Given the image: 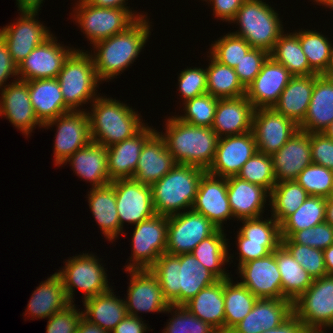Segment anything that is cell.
I'll list each match as a JSON object with an SVG mask.
<instances>
[{
	"label": "cell",
	"mask_w": 333,
	"mask_h": 333,
	"mask_svg": "<svg viewBox=\"0 0 333 333\" xmlns=\"http://www.w3.org/2000/svg\"><path fill=\"white\" fill-rule=\"evenodd\" d=\"M150 270L157 276L164 298L174 306H183L219 280L192 253H163Z\"/></svg>",
	"instance_id": "cell-1"
},
{
	"label": "cell",
	"mask_w": 333,
	"mask_h": 333,
	"mask_svg": "<svg viewBox=\"0 0 333 333\" xmlns=\"http://www.w3.org/2000/svg\"><path fill=\"white\" fill-rule=\"evenodd\" d=\"M150 28V22L143 17L124 32L93 44L96 50L91 56L100 81L114 79L135 61L151 35Z\"/></svg>",
	"instance_id": "cell-2"
},
{
	"label": "cell",
	"mask_w": 333,
	"mask_h": 333,
	"mask_svg": "<svg viewBox=\"0 0 333 333\" xmlns=\"http://www.w3.org/2000/svg\"><path fill=\"white\" fill-rule=\"evenodd\" d=\"M165 126V133H159L175 162L207 171L213 163L219 139L212 128L194 126L176 116L169 117Z\"/></svg>",
	"instance_id": "cell-3"
},
{
	"label": "cell",
	"mask_w": 333,
	"mask_h": 333,
	"mask_svg": "<svg viewBox=\"0 0 333 333\" xmlns=\"http://www.w3.org/2000/svg\"><path fill=\"white\" fill-rule=\"evenodd\" d=\"M91 104L87 113L91 141L106 148L133 137L145 126L140 114L121 101L99 95Z\"/></svg>",
	"instance_id": "cell-4"
},
{
	"label": "cell",
	"mask_w": 333,
	"mask_h": 333,
	"mask_svg": "<svg viewBox=\"0 0 333 333\" xmlns=\"http://www.w3.org/2000/svg\"><path fill=\"white\" fill-rule=\"evenodd\" d=\"M205 172L197 166L176 164L153 183L152 199L156 214L171 216L182 212V209H192L200 179Z\"/></svg>",
	"instance_id": "cell-5"
},
{
	"label": "cell",
	"mask_w": 333,
	"mask_h": 333,
	"mask_svg": "<svg viewBox=\"0 0 333 333\" xmlns=\"http://www.w3.org/2000/svg\"><path fill=\"white\" fill-rule=\"evenodd\" d=\"M279 14L262 0H245L235 17L240 30L232 32L245 39L252 48L268 53L284 32Z\"/></svg>",
	"instance_id": "cell-6"
},
{
	"label": "cell",
	"mask_w": 333,
	"mask_h": 333,
	"mask_svg": "<svg viewBox=\"0 0 333 333\" xmlns=\"http://www.w3.org/2000/svg\"><path fill=\"white\" fill-rule=\"evenodd\" d=\"M84 51L74 49L65 59L57 77L65 106L70 111L81 110L78 107L98 97L95 91L101 82L90 52Z\"/></svg>",
	"instance_id": "cell-7"
},
{
	"label": "cell",
	"mask_w": 333,
	"mask_h": 333,
	"mask_svg": "<svg viewBox=\"0 0 333 333\" xmlns=\"http://www.w3.org/2000/svg\"><path fill=\"white\" fill-rule=\"evenodd\" d=\"M74 11V20L91 44L124 32L138 19L147 17L129 8L97 7L85 0H79Z\"/></svg>",
	"instance_id": "cell-8"
},
{
	"label": "cell",
	"mask_w": 333,
	"mask_h": 333,
	"mask_svg": "<svg viewBox=\"0 0 333 333\" xmlns=\"http://www.w3.org/2000/svg\"><path fill=\"white\" fill-rule=\"evenodd\" d=\"M71 258L65 261V267L61 271L56 272L62 280L66 295L71 303H74L75 287L83 291V301L111 289L105 268L101 266L100 260L93 253H83Z\"/></svg>",
	"instance_id": "cell-9"
},
{
	"label": "cell",
	"mask_w": 333,
	"mask_h": 333,
	"mask_svg": "<svg viewBox=\"0 0 333 333\" xmlns=\"http://www.w3.org/2000/svg\"><path fill=\"white\" fill-rule=\"evenodd\" d=\"M168 216H154L135 225L132 236V256L126 265L130 269H150L166 253Z\"/></svg>",
	"instance_id": "cell-10"
},
{
	"label": "cell",
	"mask_w": 333,
	"mask_h": 333,
	"mask_svg": "<svg viewBox=\"0 0 333 333\" xmlns=\"http://www.w3.org/2000/svg\"><path fill=\"white\" fill-rule=\"evenodd\" d=\"M293 313L304 327H333V276L314 279L312 285L293 302Z\"/></svg>",
	"instance_id": "cell-11"
},
{
	"label": "cell",
	"mask_w": 333,
	"mask_h": 333,
	"mask_svg": "<svg viewBox=\"0 0 333 333\" xmlns=\"http://www.w3.org/2000/svg\"><path fill=\"white\" fill-rule=\"evenodd\" d=\"M219 228L204 215L190 209L168 216L166 253L181 255L193 249Z\"/></svg>",
	"instance_id": "cell-12"
},
{
	"label": "cell",
	"mask_w": 333,
	"mask_h": 333,
	"mask_svg": "<svg viewBox=\"0 0 333 333\" xmlns=\"http://www.w3.org/2000/svg\"><path fill=\"white\" fill-rule=\"evenodd\" d=\"M83 110L85 109L66 112L43 124V127L47 129L53 125L57 126L54 160L58 167L62 166L77 150L91 142L89 118L87 112Z\"/></svg>",
	"instance_id": "cell-13"
},
{
	"label": "cell",
	"mask_w": 333,
	"mask_h": 333,
	"mask_svg": "<svg viewBox=\"0 0 333 333\" xmlns=\"http://www.w3.org/2000/svg\"><path fill=\"white\" fill-rule=\"evenodd\" d=\"M111 184L115 191L120 234H123L124 222L137 225L156 214L151 185L142 184L133 178L116 179Z\"/></svg>",
	"instance_id": "cell-14"
},
{
	"label": "cell",
	"mask_w": 333,
	"mask_h": 333,
	"mask_svg": "<svg viewBox=\"0 0 333 333\" xmlns=\"http://www.w3.org/2000/svg\"><path fill=\"white\" fill-rule=\"evenodd\" d=\"M17 22L0 29V38L7 45L13 62L18 66L38 45L52 34L37 18L38 12H20Z\"/></svg>",
	"instance_id": "cell-15"
},
{
	"label": "cell",
	"mask_w": 333,
	"mask_h": 333,
	"mask_svg": "<svg viewBox=\"0 0 333 333\" xmlns=\"http://www.w3.org/2000/svg\"><path fill=\"white\" fill-rule=\"evenodd\" d=\"M130 273V283L125 301L127 314L135 317L138 312H166L170 306L164 298L157 276L150 269L125 270Z\"/></svg>",
	"instance_id": "cell-16"
},
{
	"label": "cell",
	"mask_w": 333,
	"mask_h": 333,
	"mask_svg": "<svg viewBox=\"0 0 333 333\" xmlns=\"http://www.w3.org/2000/svg\"><path fill=\"white\" fill-rule=\"evenodd\" d=\"M299 130L298 125L273 108L254 110L252 131L257 151L272 155Z\"/></svg>",
	"instance_id": "cell-17"
},
{
	"label": "cell",
	"mask_w": 333,
	"mask_h": 333,
	"mask_svg": "<svg viewBox=\"0 0 333 333\" xmlns=\"http://www.w3.org/2000/svg\"><path fill=\"white\" fill-rule=\"evenodd\" d=\"M74 49L57 43L52 34L18 65L17 79L30 81L57 78L65 59Z\"/></svg>",
	"instance_id": "cell-18"
},
{
	"label": "cell",
	"mask_w": 333,
	"mask_h": 333,
	"mask_svg": "<svg viewBox=\"0 0 333 333\" xmlns=\"http://www.w3.org/2000/svg\"><path fill=\"white\" fill-rule=\"evenodd\" d=\"M257 151L253 131L218 139L213 163L208 173L218 177L237 176L244 163Z\"/></svg>",
	"instance_id": "cell-19"
},
{
	"label": "cell",
	"mask_w": 333,
	"mask_h": 333,
	"mask_svg": "<svg viewBox=\"0 0 333 333\" xmlns=\"http://www.w3.org/2000/svg\"><path fill=\"white\" fill-rule=\"evenodd\" d=\"M240 281L258 299H284L281 275L276 263L275 251L268 256L250 260L238 267Z\"/></svg>",
	"instance_id": "cell-20"
},
{
	"label": "cell",
	"mask_w": 333,
	"mask_h": 333,
	"mask_svg": "<svg viewBox=\"0 0 333 333\" xmlns=\"http://www.w3.org/2000/svg\"><path fill=\"white\" fill-rule=\"evenodd\" d=\"M192 209L209 219L217 228L233 217L227 195V178L208 173L200 179Z\"/></svg>",
	"instance_id": "cell-21"
},
{
	"label": "cell",
	"mask_w": 333,
	"mask_h": 333,
	"mask_svg": "<svg viewBox=\"0 0 333 333\" xmlns=\"http://www.w3.org/2000/svg\"><path fill=\"white\" fill-rule=\"evenodd\" d=\"M292 77L286 67L269 56L260 73L246 87L245 96L255 110L272 108Z\"/></svg>",
	"instance_id": "cell-22"
},
{
	"label": "cell",
	"mask_w": 333,
	"mask_h": 333,
	"mask_svg": "<svg viewBox=\"0 0 333 333\" xmlns=\"http://www.w3.org/2000/svg\"><path fill=\"white\" fill-rule=\"evenodd\" d=\"M1 89L0 116L6 117L27 137L36 125L43 127L33 110L27 81L15 79Z\"/></svg>",
	"instance_id": "cell-23"
},
{
	"label": "cell",
	"mask_w": 333,
	"mask_h": 333,
	"mask_svg": "<svg viewBox=\"0 0 333 333\" xmlns=\"http://www.w3.org/2000/svg\"><path fill=\"white\" fill-rule=\"evenodd\" d=\"M271 157L276 183L296 180L299 173L312 163L310 133L299 129Z\"/></svg>",
	"instance_id": "cell-24"
},
{
	"label": "cell",
	"mask_w": 333,
	"mask_h": 333,
	"mask_svg": "<svg viewBox=\"0 0 333 333\" xmlns=\"http://www.w3.org/2000/svg\"><path fill=\"white\" fill-rule=\"evenodd\" d=\"M157 130L145 125L133 137L113 144L107 150V169L110 180L133 178L145 142Z\"/></svg>",
	"instance_id": "cell-25"
},
{
	"label": "cell",
	"mask_w": 333,
	"mask_h": 333,
	"mask_svg": "<svg viewBox=\"0 0 333 333\" xmlns=\"http://www.w3.org/2000/svg\"><path fill=\"white\" fill-rule=\"evenodd\" d=\"M254 110L246 96L220 98L211 128L219 138L250 132Z\"/></svg>",
	"instance_id": "cell-26"
},
{
	"label": "cell",
	"mask_w": 333,
	"mask_h": 333,
	"mask_svg": "<svg viewBox=\"0 0 333 333\" xmlns=\"http://www.w3.org/2000/svg\"><path fill=\"white\" fill-rule=\"evenodd\" d=\"M293 313V303L284 299H258L245 318L228 333H261L278 327Z\"/></svg>",
	"instance_id": "cell-27"
},
{
	"label": "cell",
	"mask_w": 333,
	"mask_h": 333,
	"mask_svg": "<svg viewBox=\"0 0 333 333\" xmlns=\"http://www.w3.org/2000/svg\"><path fill=\"white\" fill-rule=\"evenodd\" d=\"M177 163L169 153L164 138L155 132L144 144L133 179L152 185L167 174Z\"/></svg>",
	"instance_id": "cell-28"
},
{
	"label": "cell",
	"mask_w": 333,
	"mask_h": 333,
	"mask_svg": "<svg viewBox=\"0 0 333 333\" xmlns=\"http://www.w3.org/2000/svg\"><path fill=\"white\" fill-rule=\"evenodd\" d=\"M227 195L233 219L242 220L263 216L264 205L270 193L262 186L240 179L227 177Z\"/></svg>",
	"instance_id": "cell-29"
},
{
	"label": "cell",
	"mask_w": 333,
	"mask_h": 333,
	"mask_svg": "<svg viewBox=\"0 0 333 333\" xmlns=\"http://www.w3.org/2000/svg\"><path fill=\"white\" fill-rule=\"evenodd\" d=\"M333 121V79L315 74L314 88L304 120L298 125L307 133H323Z\"/></svg>",
	"instance_id": "cell-30"
},
{
	"label": "cell",
	"mask_w": 333,
	"mask_h": 333,
	"mask_svg": "<svg viewBox=\"0 0 333 333\" xmlns=\"http://www.w3.org/2000/svg\"><path fill=\"white\" fill-rule=\"evenodd\" d=\"M27 83L33 110L42 124L70 111L65 106L57 78L30 80Z\"/></svg>",
	"instance_id": "cell-31"
},
{
	"label": "cell",
	"mask_w": 333,
	"mask_h": 333,
	"mask_svg": "<svg viewBox=\"0 0 333 333\" xmlns=\"http://www.w3.org/2000/svg\"><path fill=\"white\" fill-rule=\"evenodd\" d=\"M67 162L71 163L73 171L80 178L92 184V188L112 182L107 169V150L103 145L91 141L71 155Z\"/></svg>",
	"instance_id": "cell-32"
},
{
	"label": "cell",
	"mask_w": 333,
	"mask_h": 333,
	"mask_svg": "<svg viewBox=\"0 0 333 333\" xmlns=\"http://www.w3.org/2000/svg\"><path fill=\"white\" fill-rule=\"evenodd\" d=\"M314 82L315 74L293 76L272 108L299 125L306 116Z\"/></svg>",
	"instance_id": "cell-33"
},
{
	"label": "cell",
	"mask_w": 333,
	"mask_h": 333,
	"mask_svg": "<svg viewBox=\"0 0 333 333\" xmlns=\"http://www.w3.org/2000/svg\"><path fill=\"white\" fill-rule=\"evenodd\" d=\"M183 306L219 333H225L223 280L203 288Z\"/></svg>",
	"instance_id": "cell-34"
},
{
	"label": "cell",
	"mask_w": 333,
	"mask_h": 333,
	"mask_svg": "<svg viewBox=\"0 0 333 333\" xmlns=\"http://www.w3.org/2000/svg\"><path fill=\"white\" fill-rule=\"evenodd\" d=\"M70 304L62 280L55 272L34 290L25 316L28 314L35 319L50 318Z\"/></svg>",
	"instance_id": "cell-35"
},
{
	"label": "cell",
	"mask_w": 333,
	"mask_h": 333,
	"mask_svg": "<svg viewBox=\"0 0 333 333\" xmlns=\"http://www.w3.org/2000/svg\"><path fill=\"white\" fill-rule=\"evenodd\" d=\"M112 291L110 289L82 301L85 306L83 318L109 333L127 316L125 301Z\"/></svg>",
	"instance_id": "cell-36"
},
{
	"label": "cell",
	"mask_w": 333,
	"mask_h": 333,
	"mask_svg": "<svg viewBox=\"0 0 333 333\" xmlns=\"http://www.w3.org/2000/svg\"><path fill=\"white\" fill-rule=\"evenodd\" d=\"M88 194L89 208L95 221L108 240H116L120 234L119 216L116 207V197L111 183L90 188Z\"/></svg>",
	"instance_id": "cell-37"
},
{
	"label": "cell",
	"mask_w": 333,
	"mask_h": 333,
	"mask_svg": "<svg viewBox=\"0 0 333 333\" xmlns=\"http://www.w3.org/2000/svg\"><path fill=\"white\" fill-rule=\"evenodd\" d=\"M275 258L281 275L282 294L293 303L312 285L313 278L282 244L275 250Z\"/></svg>",
	"instance_id": "cell-38"
},
{
	"label": "cell",
	"mask_w": 333,
	"mask_h": 333,
	"mask_svg": "<svg viewBox=\"0 0 333 333\" xmlns=\"http://www.w3.org/2000/svg\"><path fill=\"white\" fill-rule=\"evenodd\" d=\"M223 231L224 229H218L213 235L203 239L191 252L219 280L229 278V273L222 267L232 258L228 255V240Z\"/></svg>",
	"instance_id": "cell-39"
},
{
	"label": "cell",
	"mask_w": 333,
	"mask_h": 333,
	"mask_svg": "<svg viewBox=\"0 0 333 333\" xmlns=\"http://www.w3.org/2000/svg\"><path fill=\"white\" fill-rule=\"evenodd\" d=\"M225 333L242 321L252 310L258 298L240 282L223 280Z\"/></svg>",
	"instance_id": "cell-40"
},
{
	"label": "cell",
	"mask_w": 333,
	"mask_h": 333,
	"mask_svg": "<svg viewBox=\"0 0 333 333\" xmlns=\"http://www.w3.org/2000/svg\"><path fill=\"white\" fill-rule=\"evenodd\" d=\"M276 62L288 69L293 76H309L316 74L309 66L306 55L302 51L299 37L295 33H282L270 53Z\"/></svg>",
	"instance_id": "cell-41"
},
{
	"label": "cell",
	"mask_w": 333,
	"mask_h": 333,
	"mask_svg": "<svg viewBox=\"0 0 333 333\" xmlns=\"http://www.w3.org/2000/svg\"><path fill=\"white\" fill-rule=\"evenodd\" d=\"M207 71V93L217 98L245 96L246 88L239 81L234 68L223 65L211 55Z\"/></svg>",
	"instance_id": "cell-42"
},
{
	"label": "cell",
	"mask_w": 333,
	"mask_h": 333,
	"mask_svg": "<svg viewBox=\"0 0 333 333\" xmlns=\"http://www.w3.org/2000/svg\"><path fill=\"white\" fill-rule=\"evenodd\" d=\"M308 196L306 190L296 180L276 183L269 197L271 216L281 224L303 204Z\"/></svg>",
	"instance_id": "cell-43"
},
{
	"label": "cell",
	"mask_w": 333,
	"mask_h": 333,
	"mask_svg": "<svg viewBox=\"0 0 333 333\" xmlns=\"http://www.w3.org/2000/svg\"><path fill=\"white\" fill-rule=\"evenodd\" d=\"M326 198L308 196L303 204L281 224V238H288L293 232L325 222Z\"/></svg>",
	"instance_id": "cell-44"
},
{
	"label": "cell",
	"mask_w": 333,
	"mask_h": 333,
	"mask_svg": "<svg viewBox=\"0 0 333 333\" xmlns=\"http://www.w3.org/2000/svg\"><path fill=\"white\" fill-rule=\"evenodd\" d=\"M299 37L303 53L310 68L318 75H324L331 61L333 45L323 34L312 30L294 32Z\"/></svg>",
	"instance_id": "cell-45"
},
{
	"label": "cell",
	"mask_w": 333,
	"mask_h": 333,
	"mask_svg": "<svg viewBox=\"0 0 333 333\" xmlns=\"http://www.w3.org/2000/svg\"><path fill=\"white\" fill-rule=\"evenodd\" d=\"M240 179L262 186L269 193L276 184L271 155L256 151L237 174Z\"/></svg>",
	"instance_id": "cell-46"
},
{
	"label": "cell",
	"mask_w": 333,
	"mask_h": 333,
	"mask_svg": "<svg viewBox=\"0 0 333 333\" xmlns=\"http://www.w3.org/2000/svg\"><path fill=\"white\" fill-rule=\"evenodd\" d=\"M210 55L219 63L234 68L252 49L242 37L228 33L211 45Z\"/></svg>",
	"instance_id": "cell-47"
},
{
	"label": "cell",
	"mask_w": 333,
	"mask_h": 333,
	"mask_svg": "<svg viewBox=\"0 0 333 333\" xmlns=\"http://www.w3.org/2000/svg\"><path fill=\"white\" fill-rule=\"evenodd\" d=\"M217 97L205 93L203 95L194 97L186 102H183L185 106V114L177 116V118L183 122L189 123L194 126L211 128L218 104Z\"/></svg>",
	"instance_id": "cell-48"
},
{
	"label": "cell",
	"mask_w": 333,
	"mask_h": 333,
	"mask_svg": "<svg viewBox=\"0 0 333 333\" xmlns=\"http://www.w3.org/2000/svg\"><path fill=\"white\" fill-rule=\"evenodd\" d=\"M282 245L313 280L327 275L323 250L293 243L289 238H282Z\"/></svg>",
	"instance_id": "cell-49"
},
{
	"label": "cell",
	"mask_w": 333,
	"mask_h": 333,
	"mask_svg": "<svg viewBox=\"0 0 333 333\" xmlns=\"http://www.w3.org/2000/svg\"><path fill=\"white\" fill-rule=\"evenodd\" d=\"M262 217L240 220L243 226L239 232L247 242L282 243L280 224L272 216L268 220Z\"/></svg>",
	"instance_id": "cell-50"
},
{
	"label": "cell",
	"mask_w": 333,
	"mask_h": 333,
	"mask_svg": "<svg viewBox=\"0 0 333 333\" xmlns=\"http://www.w3.org/2000/svg\"><path fill=\"white\" fill-rule=\"evenodd\" d=\"M332 178L333 170L311 163L299 173L296 182L306 190L309 196L327 199Z\"/></svg>",
	"instance_id": "cell-51"
},
{
	"label": "cell",
	"mask_w": 333,
	"mask_h": 333,
	"mask_svg": "<svg viewBox=\"0 0 333 333\" xmlns=\"http://www.w3.org/2000/svg\"><path fill=\"white\" fill-rule=\"evenodd\" d=\"M173 317L167 322L163 333H219L209 323L202 321L184 306L170 305L166 312L172 313ZM175 310V311H174Z\"/></svg>",
	"instance_id": "cell-52"
},
{
	"label": "cell",
	"mask_w": 333,
	"mask_h": 333,
	"mask_svg": "<svg viewBox=\"0 0 333 333\" xmlns=\"http://www.w3.org/2000/svg\"><path fill=\"white\" fill-rule=\"evenodd\" d=\"M288 238L293 243L325 250L333 245V226L325 221L314 227L295 231Z\"/></svg>",
	"instance_id": "cell-53"
},
{
	"label": "cell",
	"mask_w": 333,
	"mask_h": 333,
	"mask_svg": "<svg viewBox=\"0 0 333 333\" xmlns=\"http://www.w3.org/2000/svg\"><path fill=\"white\" fill-rule=\"evenodd\" d=\"M178 85L183 102L207 93V71L201 68H187L180 72Z\"/></svg>",
	"instance_id": "cell-54"
},
{
	"label": "cell",
	"mask_w": 333,
	"mask_h": 333,
	"mask_svg": "<svg viewBox=\"0 0 333 333\" xmlns=\"http://www.w3.org/2000/svg\"><path fill=\"white\" fill-rule=\"evenodd\" d=\"M270 53L252 48L234 67L239 81L246 88L260 73V70Z\"/></svg>",
	"instance_id": "cell-55"
},
{
	"label": "cell",
	"mask_w": 333,
	"mask_h": 333,
	"mask_svg": "<svg viewBox=\"0 0 333 333\" xmlns=\"http://www.w3.org/2000/svg\"><path fill=\"white\" fill-rule=\"evenodd\" d=\"M83 311H78L71 303L48 318L46 333H77Z\"/></svg>",
	"instance_id": "cell-56"
},
{
	"label": "cell",
	"mask_w": 333,
	"mask_h": 333,
	"mask_svg": "<svg viewBox=\"0 0 333 333\" xmlns=\"http://www.w3.org/2000/svg\"><path fill=\"white\" fill-rule=\"evenodd\" d=\"M312 163L333 170V139L324 133H310Z\"/></svg>",
	"instance_id": "cell-57"
},
{
	"label": "cell",
	"mask_w": 333,
	"mask_h": 333,
	"mask_svg": "<svg viewBox=\"0 0 333 333\" xmlns=\"http://www.w3.org/2000/svg\"><path fill=\"white\" fill-rule=\"evenodd\" d=\"M237 246L239 253L238 267L250 260L260 259L275 251L282 243H255L247 242L239 231H237Z\"/></svg>",
	"instance_id": "cell-58"
},
{
	"label": "cell",
	"mask_w": 333,
	"mask_h": 333,
	"mask_svg": "<svg viewBox=\"0 0 333 333\" xmlns=\"http://www.w3.org/2000/svg\"><path fill=\"white\" fill-rule=\"evenodd\" d=\"M11 76L18 77V66L13 62L7 45L0 38V89L6 86V81Z\"/></svg>",
	"instance_id": "cell-59"
},
{
	"label": "cell",
	"mask_w": 333,
	"mask_h": 333,
	"mask_svg": "<svg viewBox=\"0 0 333 333\" xmlns=\"http://www.w3.org/2000/svg\"><path fill=\"white\" fill-rule=\"evenodd\" d=\"M208 2L207 0H204ZM245 0H209L213 5V13L216 18L230 22L238 12Z\"/></svg>",
	"instance_id": "cell-60"
},
{
	"label": "cell",
	"mask_w": 333,
	"mask_h": 333,
	"mask_svg": "<svg viewBox=\"0 0 333 333\" xmlns=\"http://www.w3.org/2000/svg\"><path fill=\"white\" fill-rule=\"evenodd\" d=\"M147 328V325L140 317L127 314L111 333H144Z\"/></svg>",
	"instance_id": "cell-61"
},
{
	"label": "cell",
	"mask_w": 333,
	"mask_h": 333,
	"mask_svg": "<svg viewBox=\"0 0 333 333\" xmlns=\"http://www.w3.org/2000/svg\"><path fill=\"white\" fill-rule=\"evenodd\" d=\"M304 324L292 313L278 327L270 330H263L261 333H301Z\"/></svg>",
	"instance_id": "cell-62"
},
{
	"label": "cell",
	"mask_w": 333,
	"mask_h": 333,
	"mask_svg": "<svg viewBox=\"0 0 333 333\" xmlns=\"http://www.w3.org/2000/svg\"><path fill=\"white\" fill-rule=\"evenodd\" d=\"M88 4L106 8H129L128 0H85Z\"/></svg>",
	"instance_id": "cell-63"
},
{
	"label": "cell",
	"mask_w": 333,
	"mask_h": 333,
	"mask_svg": "<svg viewBox=\"0 0 333 333\" xmlns=\"http://www.w3.org/2000/svg\"><path fill=\"white\" fill-rule=\"evenodd\" d=\"M20 12H39L43 0H16Z\"/></svg>",
	"instance_id": "cell-64"
},
{
	"label": "cell",
	"mask_w": 333,
	"mask_h": 333,
	"mask_svg": "<svg viewBox=\"0 0 333 333\" xmlns=\"http://www.w3.org/2000/svg\"><path fill=\"white\" fill-rule=\"evenodd\" d=\"M77 333H109V332H106L98 325L92 324L82 317L78 325Z\"/></svg>",
	"instance_id": "cell-65"
},
{
	"label": "cell",
	"mask_w": 333,
	"mask_h": 333,
	"mask_svg": "<svg viewBox=\"0 0 333 333\" xmlns=\"http://www.w3.org/2000/svg\"><path fill=\"white\" fill-rule=\"evenodd\" d=\"M323 254L327 275L333 276V245L323 250Z\"/></svg>",
	"instance_id": "cell-66"
},
{
	"label": "cell",
	"mask_w": 333,
	"mask_h": 333,
	"mask_svg": "<svg viewBox=\"0 0 333 333\" xmlns=\"http://www.w3.org/2000/svg\"><path fill=\"white\" fill-rule=\"evenodd\" d=\"M325 221L333 226V199H326Z\"/></svg>",
	"instance_id": "cell-67"
},
{
	"label": "cell",
	"mask_w": 333,
	"mask_h": 333,
	"mask_svg": "<svg viewBox=\"0 0 333 333\" xmlns=\"http://www.w3.org/2000/svg\"><path fill=\"white\" fill-rule=\"evenodd\" d=\"M326 330L324 331L319 327H304L301 333H327Z\"/></svg>",
	"instance_id": "cell-68"
},
{
	"label": "cell",
	"mask_w": 333,
	"mask_h": 333,
	"mask_svg": "<svg viewBox=\"0 0 333 333\" xmlns=\"http://www.w3.org/2000/svg\"><path fill=\"white\" fill-rule=\"evenodd\" d=\"M324 76L333 79V48H332V53H331L330 65L328 67V70L324 74Z\"/></svg>",
	"instance_id": "cell-69"
},
{
	"label": "cell",
	"mask_w": 333,
	"mask_h": 333,
	"mask_svg": "<svg viewBox=\"0 0 333 333\" xmlns=\"http://www.w3.org/2000/svg\"><path fill=\"white\" fill-rule=\"evenodd\" d=\"M323 133L329 138L333 139V121L329 124Z\"/></svg>",
	"instance_id": "cell-70"
},
{
	"label": "cell",
	"mask_w": 333,
	"mask_h": 333,
	"mask_svg": "<svg viewBox=\"0 0 333 333\" xmlns=\"http://www.w3.org/2000/svg\"><path fill=\"white\" fill-rule=\"evenodd\" d=\"M317 4H323L326 5L327 7H330V9L333 10V0H314Z\"/></svg>",
	"instance_id": "cell-71"
},
{
	"label": "cell",
	"mask_w": 333,
	"mask_h": 333,
	"mask_svg": "<svg viewBox=\"0 0 333 333\" xmlns=\"http://www.w3.org/2000/svg\"><path fill=\"white\" fill-rule=\"evenodd\" d=\"M327 199H333V178H332L331 188H330Z\"/></svg>",
	"instance_id": "cell-72"
}]
</instances>
